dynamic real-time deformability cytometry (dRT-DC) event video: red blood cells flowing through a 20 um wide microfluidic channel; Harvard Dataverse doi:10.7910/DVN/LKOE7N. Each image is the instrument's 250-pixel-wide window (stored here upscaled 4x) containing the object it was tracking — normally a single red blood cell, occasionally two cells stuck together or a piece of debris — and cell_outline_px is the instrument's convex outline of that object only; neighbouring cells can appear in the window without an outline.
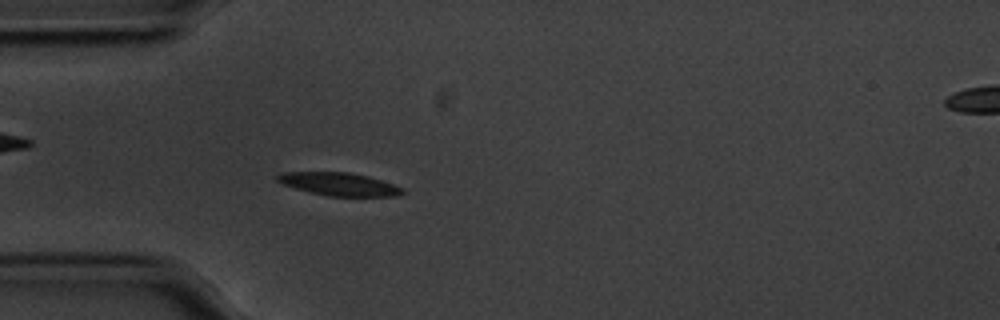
{"species": "common noctule bat (a hibernating species)", "species_latin": "Nyctalus noctula", "temperature_condition": "cold", "stored_images_in_passage": 42, "camera_frame_rate_fps": 3000, "um_per_image_px": 0.085, "animal": {"sex": "male", "body_mass_g": 20.1, "forearm_length_mm": 53.5}, "frame": {"image": 1, "passage_image": 1, "time_ms": 0.0, "image_size_px": [1000, 320], "cell_outline_px": [[404, 192], [396, 196], [328, 196], [308, 192], [284, 184], [276, 180], [276, 176], [284, 172], [348, 172], [368, 176], [404, 188]], "centroid_in_image_um": [28.82, 15.65], "position_along_channel_um": 56.2, "area_um2": 16.59}}
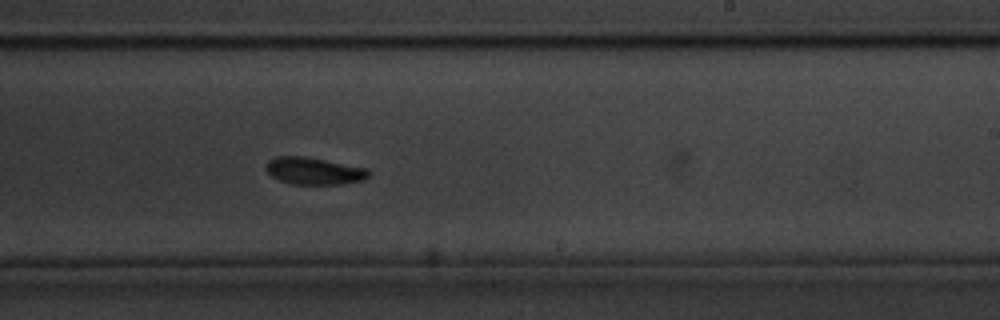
{"frame": {"image": 2, "passage_image": 19, "time_ms": 6.0, "image_size_px": [1000, 320], "cell_outline_px": [[372, 172], [364, 180], [340, 184], [292, 184], [280, 180], [272, 176], [264, 168], [268, 160], [276, 156], [304, 156], [368, 168]], "centroid_in_image_um": [26.7, 14.52], "position_along_channel_um": 262.3, "area_um2": 16.3}}
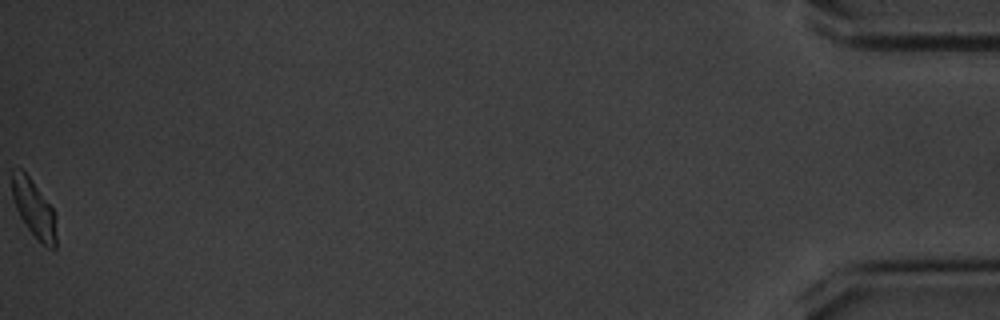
{"frame": {"image": 3, "passage_image": 42, "time_ms": 13.667, "image_size_px": [1000, 320], "cell_outline_px": [[56, 248], [48, 248], [24, 224], [16, 208], [12, 196], [12, 168], [20, 168], [32, 180], [52, 208], [56, 216]], "centroid_in_image_um": [2.88, 17.71], "position_along_channel_um": 432.3, "area_um2": 14.62}, "authors_computed_cell_mechanics": {"area_um2": 16.473, "velocity_mm_per_s": 3.5155, "shape_relaxation_time_tau1_ms": 2.1081, "shape_relaxation_time_tau2_ms": null, "deformation_change_tau1": 0.0928, "deformation_change_tau2": null}}